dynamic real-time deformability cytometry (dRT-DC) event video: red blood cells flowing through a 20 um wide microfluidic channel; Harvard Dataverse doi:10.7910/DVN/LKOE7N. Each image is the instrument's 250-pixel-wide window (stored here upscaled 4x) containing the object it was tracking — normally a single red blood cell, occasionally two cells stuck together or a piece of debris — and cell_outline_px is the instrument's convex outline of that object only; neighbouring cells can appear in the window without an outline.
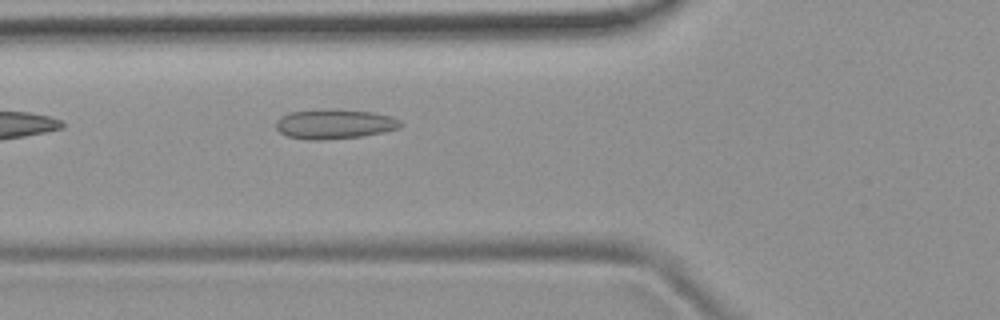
{"species": "common noctule bat (a hibernating species)", "species_latin": "Nyctalus noctula", "temperature_condition": "room temperature", "stored_images_in_passage": 3, "camera_frame_rate_fps": 3000, "um_per_image_px": 0.085, "animal": {"sex": "female", "body_mass_g": 19.9}, "frame": {"image": 1, "passage_image": 3, "time_ms": 0.667, "image_size_px": [1000, 320], "cell_outline_px": [[404, 124], [400, 128], [384, 132], [360, 136], [324, 140], [304, 140], [288, 136], [280, 132], [276, 128], [276, 120], [280, 116], [292, 112], [320, 108], [328, 108], [372, 112], [392, 116], [400, 120]], "centroid_in_image_um": [28.43, 10.53], "position_along_channel_um": 97.4, "area_um2": 21.91}}